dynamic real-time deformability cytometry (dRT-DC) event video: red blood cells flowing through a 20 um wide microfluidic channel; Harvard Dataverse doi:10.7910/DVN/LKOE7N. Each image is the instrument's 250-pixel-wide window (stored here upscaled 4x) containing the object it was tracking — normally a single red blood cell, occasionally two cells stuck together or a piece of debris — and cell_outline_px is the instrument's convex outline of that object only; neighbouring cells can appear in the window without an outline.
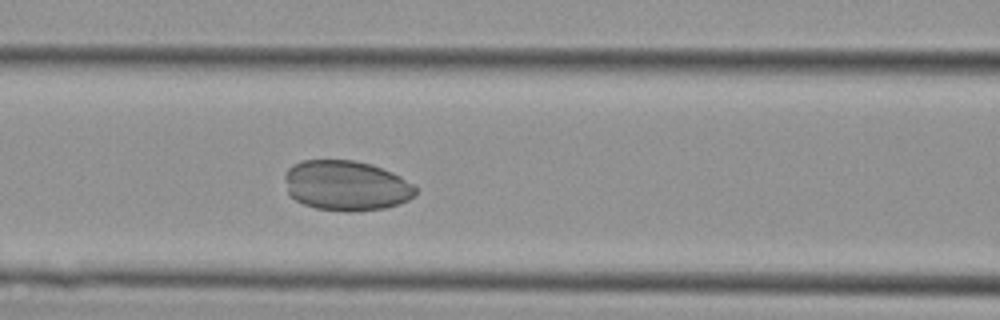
{"species": "Egyptian fruit bat (a non-hibernating species)", "species_latin": "Rousettus aegyptiacus", "temperature_condition": "cold", "stored_images_in_passage": 43, "camera_frame_rate_fps": 3000, "um_per_image_px": 0.085, "animal": {"sex": "female"}, "frame": {"image": 1, "passage_image": 17, "time_ms": 5.333, "image_size_px": [1000, 320], "cell_outline_px": [[416, 196], [400, 204], [384, 208], [316, 208], [304, 204], [288, 196], [284, 176], [288, 168], [292, 164], [300, 160], [356, 160], [372, 164], [392, 172], [400, 176], [412, 184], [416, 188]], "centroid_in_image_um": [29.4, 15.71], "position_along_channel_um": 137.2, "area_um2": 37.57}}
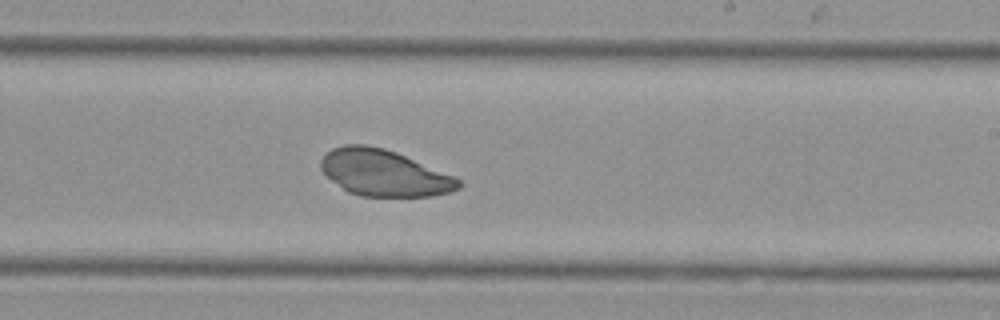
{"frame": {"image": 2, "passage_image": 25, "time_ms": 8.0, "image_size_px": [1000, 320], "cell_outline_px": [[464, 184], [460, 188], [448, 192], [432, 196], [360, 196], [348, 192], [332, 180], [320, 168], [320, 160], [332, 148], [344, 144], [368, 144], [384, 148], [396, 152], [456, 176]], "centroid_in_image_um": [32.67, 14.69], "position_along_channel_um": 256.3, "area_um2": 37.28}}
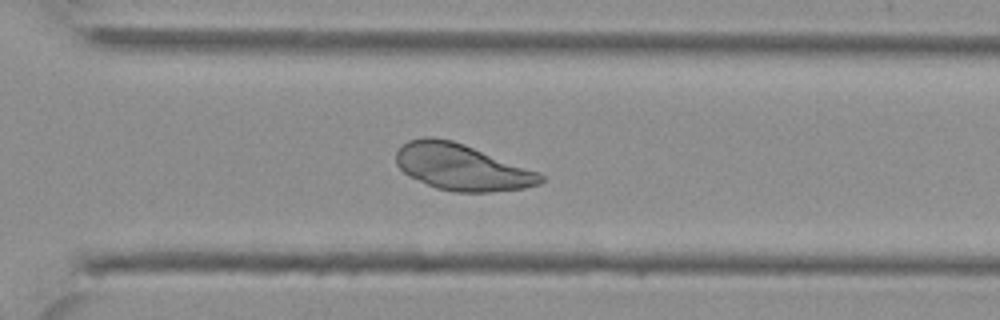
{"frame": {"image": 3, "passage_image": 30, "time_ms": 9.667, "image_size_px": [1000, 320], "cell_outline_px": [[544, 180], [540, 184], [524, 188], [488, 192], [456, 192], [436, 188], [408, 176], [396, 164], [396, 152], [408, 140], [424, 136], [432, 136], [452, 140], [464, 144], [540, 172], [544, 176]], "centroid_in_image_um": [39.25, 14.2], "position_along_channel_um": 331.4, "area_um2": 39.07}}